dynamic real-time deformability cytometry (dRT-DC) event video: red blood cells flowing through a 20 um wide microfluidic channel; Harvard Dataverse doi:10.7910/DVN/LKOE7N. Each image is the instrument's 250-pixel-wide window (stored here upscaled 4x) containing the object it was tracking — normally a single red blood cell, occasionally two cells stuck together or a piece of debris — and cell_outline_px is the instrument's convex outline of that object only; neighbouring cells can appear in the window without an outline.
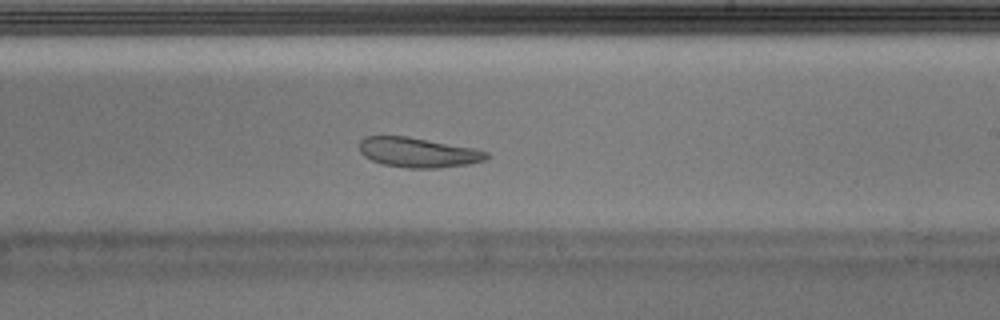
{"species": "Egyptian fruit bat (a non-hibernating species)", "species_latin": "Rousettus aegyptiacus", "temperature_condition": "warm", "stored_images_in_passage": 42, "camera_frame_rate_fps": 3000, "um_per_image_px": 0.085, "animal": {"sex": "male"}, "frame": {"image": 1, "passage_image": 24, "time_ms": 7.667, "image_size_px": [1000, 320], "cell_outline_px": [[488, 156], [484, 160], [468, 164], [440, 168], [408, 168], [384, 164], [372, 160], [364, 156], [360, 152], [360, 140], [364, 136], [408, 136], [472, 148], [488, 152]], "centroid_in_image_um": [35.51, 12.95], "position_along_channel_um": 253.5, "area_um2": 21.91}}